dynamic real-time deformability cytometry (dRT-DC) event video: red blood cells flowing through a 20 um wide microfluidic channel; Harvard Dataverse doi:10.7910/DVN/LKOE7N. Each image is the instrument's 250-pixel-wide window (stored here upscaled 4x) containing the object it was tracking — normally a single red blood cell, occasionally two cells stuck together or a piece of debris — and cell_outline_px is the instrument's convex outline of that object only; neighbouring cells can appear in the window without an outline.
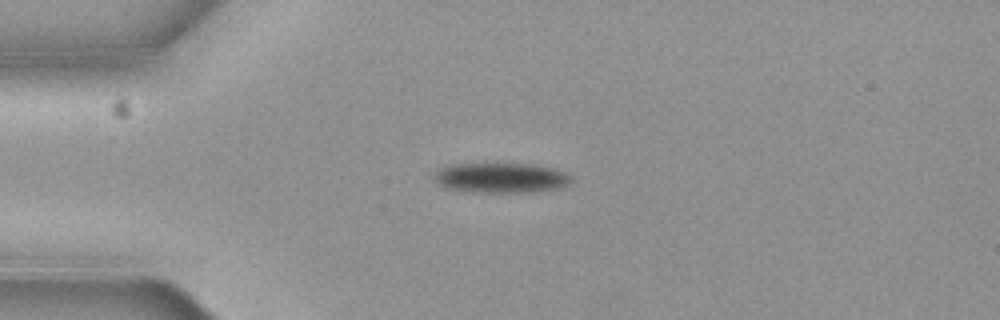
{"species": "common noctule bat (a hibernating species)", "species_latin": "Nyctalus noctula", "temperature_condition": "cold", "stored_images_in_passage": 4, "camera_frame_rate_fps": 3000, "um_per_image_px": 0.085, "animal": {"sex": "female", "body_mass_g": 19.3, "forearm_length_mm": 54.1}, "frame": {"image": 1, "passage_image": 3, "time_ms": 0.667, "image_size_px": [1000, 320], "cell_outline_px": [[572, 184], [564, 188], [532, 192], [472, 192], [444, 188], [436, 184], [432, 180], [432, 176], [440, 168], [452, 164], [532, 164], [556, 168], [572, 176]], "centroid_in_image_um": [42.6, 15.13], "position_along_channel_um": 42.4, "area_um2": 24.57}}